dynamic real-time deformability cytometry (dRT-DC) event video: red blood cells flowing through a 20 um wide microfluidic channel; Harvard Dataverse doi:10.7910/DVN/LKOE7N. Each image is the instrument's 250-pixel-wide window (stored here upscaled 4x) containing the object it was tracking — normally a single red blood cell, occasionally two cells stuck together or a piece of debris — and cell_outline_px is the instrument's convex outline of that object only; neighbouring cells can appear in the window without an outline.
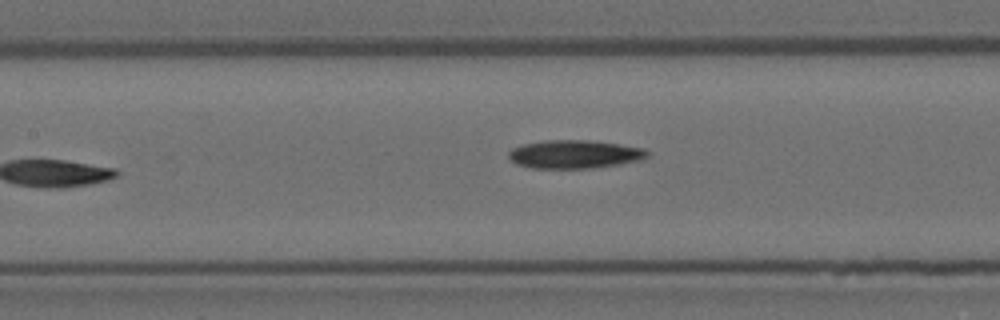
{"species": "Egyptian fruit bat (a non-hibernating species)", "species_latin": "Rousettus aegyptiacus", "temperature_condition": "room temperature", "stored_images_in_passage": 8, "camera_frame_rate_fps": 3000, "um_per_image_px": 0.085, "animal": {"sex": "female"}, "frame": {"image": 1, "passage_image": 8, "time_ms": 2.333, "image_size_px": [1000, 320], "cell_outline_px": [[652, 152], [648, 156], [640, 160], [620, 164], [592, 168], [532, 168], [516, 164], [508, 156], [508, 152], [512, 148], [524, 144], [544, 140], [588, 140], [644, 148]], "centroid_in_image_um": [48.84, 13.11], "position_along_channel_um": 158.6, "area_um2": 22.89}}